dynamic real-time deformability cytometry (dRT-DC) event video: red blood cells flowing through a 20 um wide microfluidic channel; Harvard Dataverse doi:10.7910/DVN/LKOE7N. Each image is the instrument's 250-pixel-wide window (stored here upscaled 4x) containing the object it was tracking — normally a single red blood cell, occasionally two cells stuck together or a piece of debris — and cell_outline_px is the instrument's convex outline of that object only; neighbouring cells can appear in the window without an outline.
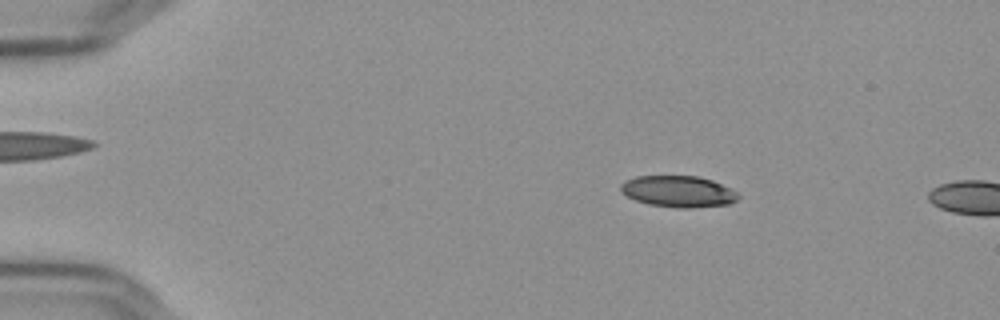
{"species": "Egyptian fruit bat (a non-hibernating species)", "species_latin": "Rousettus aegyptiacus", "temperature_condition": "cold", "stored_images_in_passage": 12, "camera_frame_rate_fps": 3000, "um_per_image_px": 0.085, "frame": {"image": 1, "passage_image": 9, "time_ms": 2.667, "image_size_px": [1000, 320], "cell_outline_px": [[740, 196], [736, 200], [728, 204], [692, 208], [676, 208], [648, 204], [636, 200], [620, 192], [620, 184], [624, 180], [636, 176], [700, 176], [712, 180], [732, 188]], "centroid_in_image_um": [57.65, 16.27], "position_along_channel_um": 27.4, "area_um2": 21.68}}